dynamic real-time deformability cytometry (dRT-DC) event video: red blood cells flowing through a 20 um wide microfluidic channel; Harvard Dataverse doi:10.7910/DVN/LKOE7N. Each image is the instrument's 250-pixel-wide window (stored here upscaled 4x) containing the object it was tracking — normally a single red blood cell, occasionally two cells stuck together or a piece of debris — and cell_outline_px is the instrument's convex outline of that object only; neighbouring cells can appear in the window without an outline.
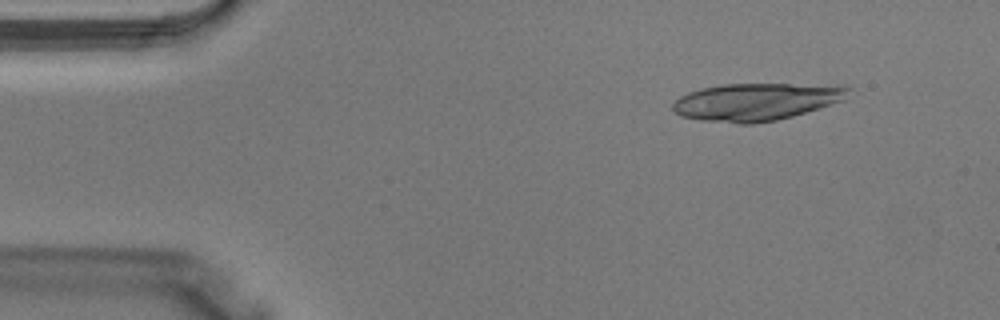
{"species": "Egyptian fruit bat (a non-hibernating species)", "species_latin": "Rousettus aegyptiacus", "temperature_condition": "warm", "stored_images_in_passage": 3, "camera_frame_rate_fps": 3000, "um_per_image_px": 0.085, "animal": {"sex": "male"}, "frame": {"image": 1, "passage_image": 3, "time_ms": 0.667, "image_size_px": [1000, 320], "cell_outline_px": [[852, 88], [844, 100], [792, 116], [776, 120], [752, 124], [736, 124], [700, 120], [680, 116], [672, 108], [672, 104], [680, 96], [688, 92], [700, 88], [720, 84], [788, 84]], "centroid_in_image_um": [64.17, 8.67], "position_along_channel_um": 20.8, "area_um2": 37.92}}